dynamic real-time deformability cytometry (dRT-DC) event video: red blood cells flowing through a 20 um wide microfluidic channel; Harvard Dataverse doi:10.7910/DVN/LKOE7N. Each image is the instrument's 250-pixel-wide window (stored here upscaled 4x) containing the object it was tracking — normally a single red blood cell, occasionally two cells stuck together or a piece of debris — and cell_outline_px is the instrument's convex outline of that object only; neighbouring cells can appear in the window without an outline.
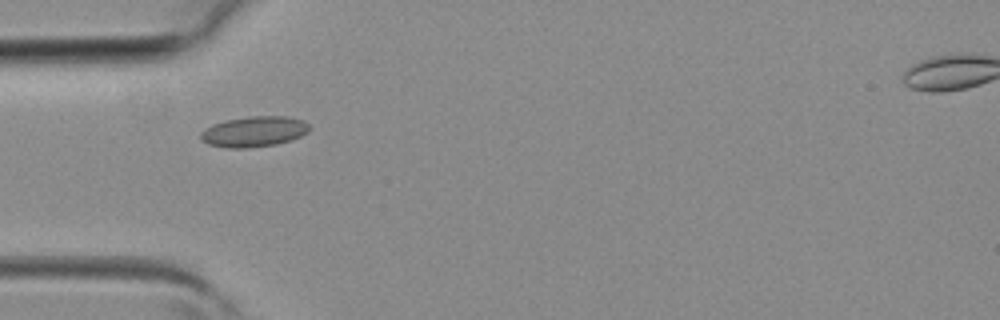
{"species": "common noctule bat (a hibernating species)", "species_latin": "Nyctalus noctula", "temperature_condition": "room temperature", "stored_images_in_passage": 1, "camera_frame_rate_fps": 3000, "um_per_image_px": 0.085, "animal": {"sex": "female", "body_mass_g": 19.3, "forearm_length_mm": 54.1}, "frame": {"image": 1, "passage_image": 1, "time_ms": 0.0, "image_size_px": [1000, 320], "cell_outline_px": [[308, 132], [300, 136], [276, 144], [248, 148], [228, 148], [208, 144], [200, 136], [200, 132], [204, 128], [212, 124], [228, 120], [248, 116], [288, 116], [304, 120], [308, 124]], "centroid_in_image_um": [21.58, 11.17], "position_along_channel_um": 63.4, "area_um2": 19.25}}